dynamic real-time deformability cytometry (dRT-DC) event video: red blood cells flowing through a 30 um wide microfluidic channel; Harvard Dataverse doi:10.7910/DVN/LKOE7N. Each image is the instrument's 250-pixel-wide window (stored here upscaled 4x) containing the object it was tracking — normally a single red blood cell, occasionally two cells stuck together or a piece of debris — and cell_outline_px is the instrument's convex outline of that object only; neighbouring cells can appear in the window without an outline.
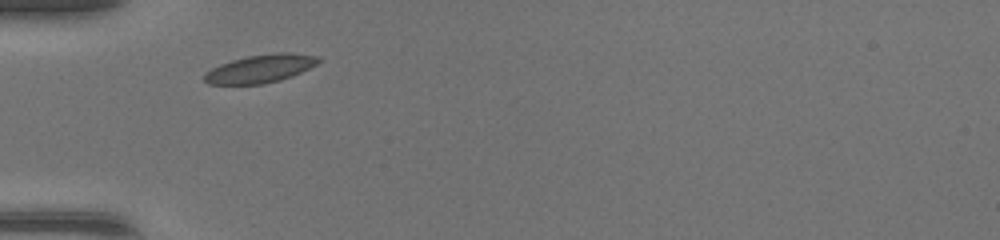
{"species": "common noctule bat (a hibernating species)", "species_latin": "Nyctalus noctula", "temperature_condition": "warm", "stored_images_in_passage": 33, "camera_frame_rate_fps": 3000, "um_per_image_px": 0.085, "animal": {"sex": "female", "body_mass_g": 17.0, "forearm_length_mm": 48.0}, "frame": {"image": 1, "passage_image": 1, "time_ms": 0.0, "image_size_px": [1000, 240], "cell_outline_px": [[320, 60], [316, 64], [292, 76], [280, 80], [260, 84], [208, 84], [204, 80], [204, 72], [220, 64], [232, 60], [248, 56], [280, 52], [292, 52], [320, 56]], "centroid_in_image_um": [22.13, 5.83], "position_along_channel_um": 62.9, "area_um2": 18.61}}
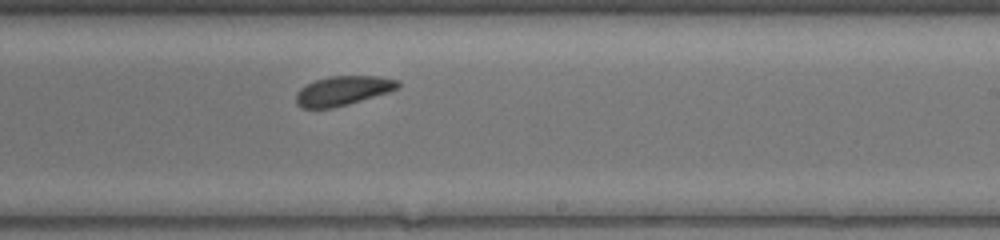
{"frame": {"image": 2, "passage_image": 15, "time_ms": 4.667, "image_size_px": [1000, 240], "cell_outline_px": [[400, 88], [388, 92], [348, 104], [332, 108], [304, 108], [296, 104], [296, 92], [300, 88], [316, 80], [328, 76], [380, 76], [396, 80], [400, 84]], "centroid_in_image_um": [29.14, 7.71], "position_along_channel_um": 259.9, "area_um2": 17.34}}
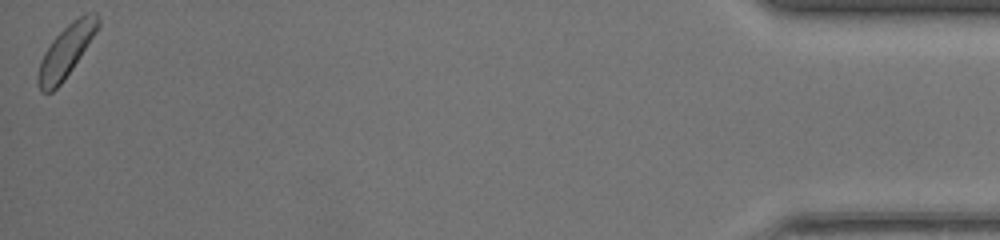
{"frame": {"image": 3, "passage_image": 33, "time_ms": 10.667, "image_size_px": [1000, 240], "cell_outline_px": [[100, 24], [96, 32], [72, 68], [60, 84], [52, 92], [40, 92], [36, 80], [36, 76], [40, 60], [44, 52], [52, 40], [72, 20], [88, 12], [96, 12], [100, 20]], "centroid_in_image_um": [5.59, 4.35], "position_along_channel_um": 429.6, "area_um2": 18.03}, "authors_computed_cell_mechanics": {"area_um2": 17.7446, "velocity_mm_per_s": 4.3294, "shape_relaxation_time_tau1_ms": 1.5181, "shape_relaxation_time_tau2_ms": 3.9715, "deformation_change_tau1": 0.043, "deformation_change_tau2": 0.0762}}